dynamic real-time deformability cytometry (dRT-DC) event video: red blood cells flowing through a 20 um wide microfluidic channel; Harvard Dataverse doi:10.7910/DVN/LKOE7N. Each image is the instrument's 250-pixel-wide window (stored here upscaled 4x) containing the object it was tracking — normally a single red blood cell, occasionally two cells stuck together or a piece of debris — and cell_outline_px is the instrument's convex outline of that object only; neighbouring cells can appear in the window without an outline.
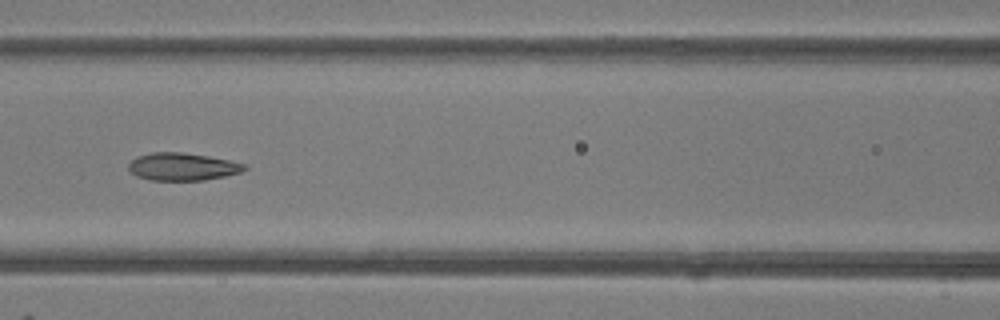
{"species": "common noctule bat (a hibernating species)", "species_latin": "Nyctalus noctula", "temperature_condition": "room temperature", "stored_images_in_passage": 6, "camera_frame_rate_fps": 3000, "um_per_image_px": 0.085, "animal": {"sex": "female"}, "frame": {"image": 1, "passage_image": 6, "time_ms": 5.667, "image_size_px": [1000, 320], "cell_outline_px": [[248, 168], [240, 172], [224, 176], [204, 180], [152, 180], [136, 176], [128, 168], [128, 164], [136, 156], [152, 152], [184, 152], [208, 156], [248, 164]], "centroid_in_image_um": [15.51, 14.16], "position_along_channel_um": 151.1, "area_um2": 18.67}}